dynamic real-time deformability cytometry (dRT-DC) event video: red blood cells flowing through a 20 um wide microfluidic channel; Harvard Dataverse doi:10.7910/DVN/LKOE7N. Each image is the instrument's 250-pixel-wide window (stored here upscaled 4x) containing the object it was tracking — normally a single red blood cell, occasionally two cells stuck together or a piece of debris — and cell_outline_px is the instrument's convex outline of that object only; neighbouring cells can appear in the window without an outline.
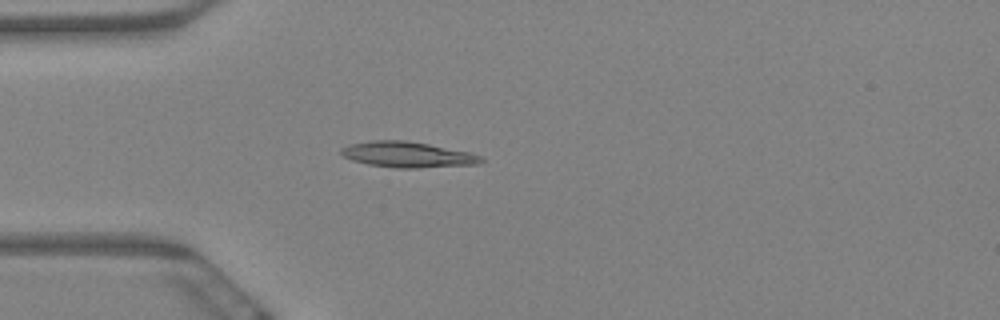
{"species": "Egyptian fruit bat (a non-hibernating species)", "species_latin": "Rousettus aegyptiacus", "temperature_condition": "warm", "stored_images_in_passage": 9, "camera_frame_rate_fps": 3000, "um_per_image_px": 0.085, "animal": {"sex": "female"}, "frame": {"image": 1, "passage_image": 4, "time_ms": 1.0, "image_size_px": [1000, 320], "cell_outline_px": [[484, 160], [480, 164], [416, 168], [396, 168], [368, 164], [352, 160], [344, 156], [340, 152], [340, 148], [348, 144], [372, 140], [404, 140], [428, 144], [472, 152], [480, 156]], "centroid_in_image_um": [34.64, 13.13], "position_along_channel_um": 50.4, "area_um2": 21.04}}
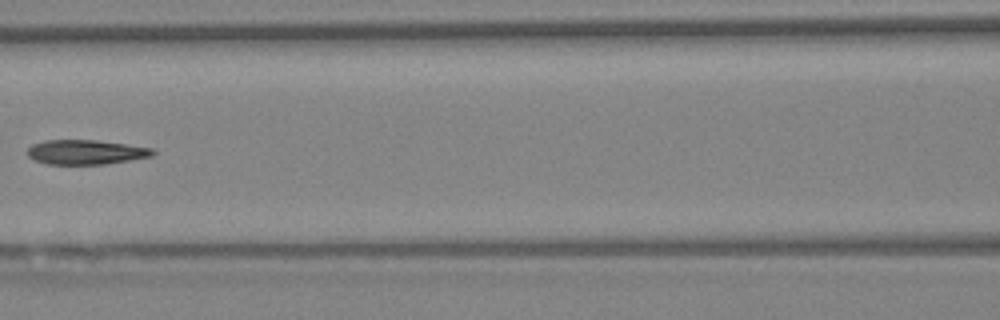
{"frame": {"image": 2, "passage_image": 7, "time_ms": 2.0, "image_size_px": [1000, 320], "cell_outline_px": [[156, 152], [152, 156], [104, 164], [48, 164], [36, 160], [28, 156], [28, 148], [32, 144], [44, 140], [96, 140], [152, 148]], "centroid_in_image_um": [7.28, 12.92], "position_along_channel_um": 159.3, "area_um2": 17.74}}
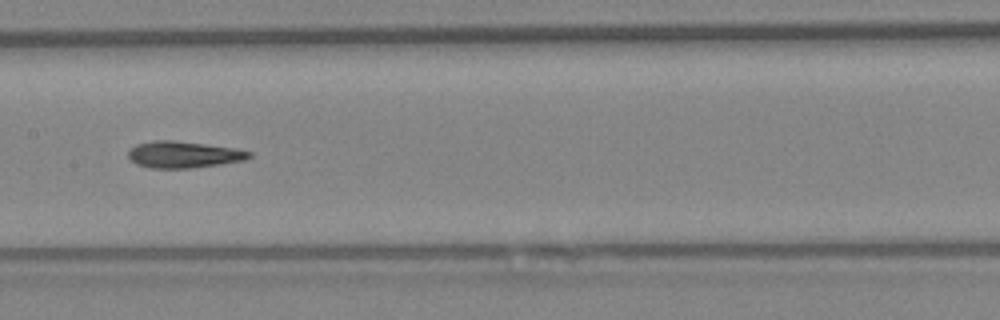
{"frame": {"image": 3, "passage_image": 8, "time_ms": 2.333, "image_size_px": [1000, 320], "cell_outline_px": [[252, 156], [244, 160], [220, 164], [192, 168], [148, 168], [136, 164], [128, 156], [128, 152], [136, 144], [156, 140], [172, 140], [236, 148], [252, 152]], "centroid_in_image_um": [15.61, 13.14], "position_along_channel_um": 191.8, "area_um2": 18.67}}